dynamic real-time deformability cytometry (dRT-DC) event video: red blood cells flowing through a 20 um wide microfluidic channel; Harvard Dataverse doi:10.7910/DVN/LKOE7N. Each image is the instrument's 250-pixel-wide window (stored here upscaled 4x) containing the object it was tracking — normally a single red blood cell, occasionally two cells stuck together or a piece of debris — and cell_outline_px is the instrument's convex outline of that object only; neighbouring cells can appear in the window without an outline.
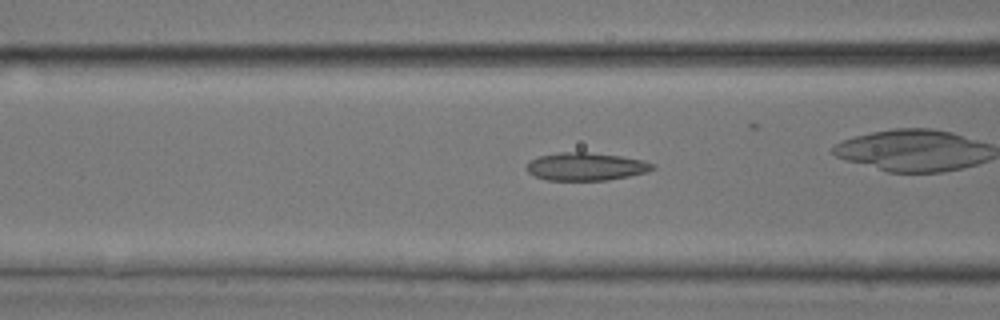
{"species": "common noctule bat (a hibernating species)", "species_latin": "Nyctalus noctula", "temperature_condition": "room temperature", "stored_images_in_passage": 9, "camera_frame_rate_fps": 3000, "um_per_image_px": 0.085, "animal": {"sex": "male", "body_mass_g": 17.9, "forearm_length_mm": 54.2}, "frame": {"image": 1, "passage_image": 7, "time_ms": 2.0, "image_size_px": [1000, 320], "cell_outline_px": [[656, 168], [648, 172], [608, 180], [548, 180], [536, 176], [528, 172], [524, 168], [532, 160], [540, 156], [556, 152], [588, 152], [620, 156], [644, 160], [656, 164]], "centroid_in_image_um": [49.84, 14.15], "position_along_channel_um": 116.8, "area_um2": 20.52}}